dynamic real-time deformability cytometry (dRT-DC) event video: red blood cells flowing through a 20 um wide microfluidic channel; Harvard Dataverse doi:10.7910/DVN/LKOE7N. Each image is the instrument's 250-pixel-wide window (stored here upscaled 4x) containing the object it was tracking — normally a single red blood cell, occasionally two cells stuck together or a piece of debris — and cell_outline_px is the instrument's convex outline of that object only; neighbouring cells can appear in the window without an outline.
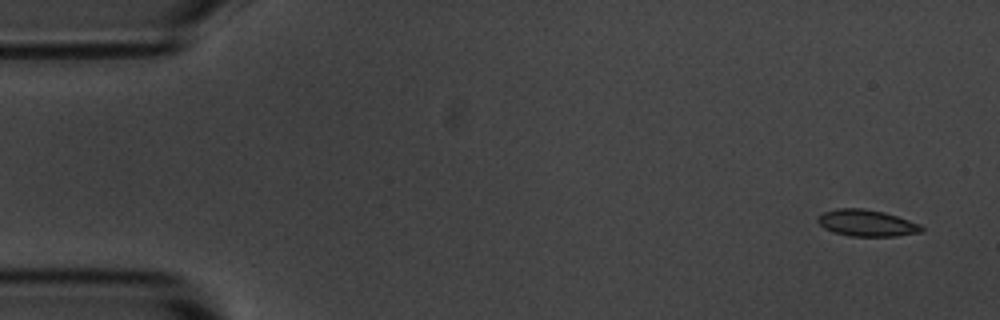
{"species": "common noctule bat (a hibernating species)", "species_latin": "Nyctalus noctula", "temperature_condition": "room temperature", "stored_images_in_passage": 1, "camera_frame_rate_fps": 3000, "um_per_image_px": 0.085, "animal": {"sex": "male", "body_mass_g": 20.1, "forearm_length_mm": 53.5}, "frame": {"image": 1, "passage_image": 1, "time_ms": 0.0, "image_size_px": [1000, 320], "cell_outline_px": [[924, 232], [896, 236], [848, 236], [832, 232], [824, 228], [816, 220], [816, 216], [824, 212], [836, 208], [864, 208], [884, 212], [920, 224], [924, 228]], "centroid_in_image_um": [73.65, 18.96], "position_along_channel_um": 11.4, "area_um2": 16.24}}